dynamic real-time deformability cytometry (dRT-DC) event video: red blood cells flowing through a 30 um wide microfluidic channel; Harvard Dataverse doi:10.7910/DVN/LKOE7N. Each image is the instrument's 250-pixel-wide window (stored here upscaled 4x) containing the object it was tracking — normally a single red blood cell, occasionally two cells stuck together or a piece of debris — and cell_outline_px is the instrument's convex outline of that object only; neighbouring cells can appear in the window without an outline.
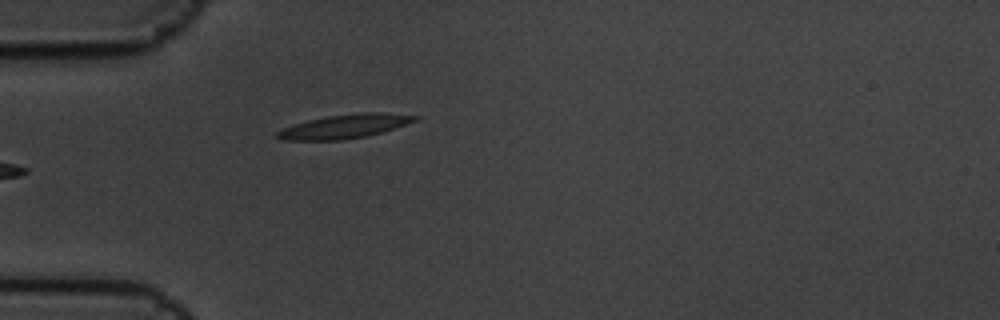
{"species": "common noctule bat (a hibernating species)", "species_latin": "Nyctalus noctula", "temperature_condition": "cold", "stored_images_in_passage": 5, "camera_frame_rate_fps": 3000, "um_per_image_px": 0.085, "animal": {"sex": "male", "body_mass_g": 19.5, "forearm_length_mm": 54.6}, "frame": {"image": 1, "passage_image": 5, "time_ms": 1.333, "image_size_px": [1000, 320], "cell_outline_px": [[420, 116], [416, 120], [368, 136], [340, 140], [288, 140], [276, 136], [276, 132], [292, 124], [308, 120], [328, 116], [360, 112], [384, 112]], "centroid_in_image_um": [29.28, 10.73], "position_along_channel_um": 55.7, "area_um2": 18.9}}